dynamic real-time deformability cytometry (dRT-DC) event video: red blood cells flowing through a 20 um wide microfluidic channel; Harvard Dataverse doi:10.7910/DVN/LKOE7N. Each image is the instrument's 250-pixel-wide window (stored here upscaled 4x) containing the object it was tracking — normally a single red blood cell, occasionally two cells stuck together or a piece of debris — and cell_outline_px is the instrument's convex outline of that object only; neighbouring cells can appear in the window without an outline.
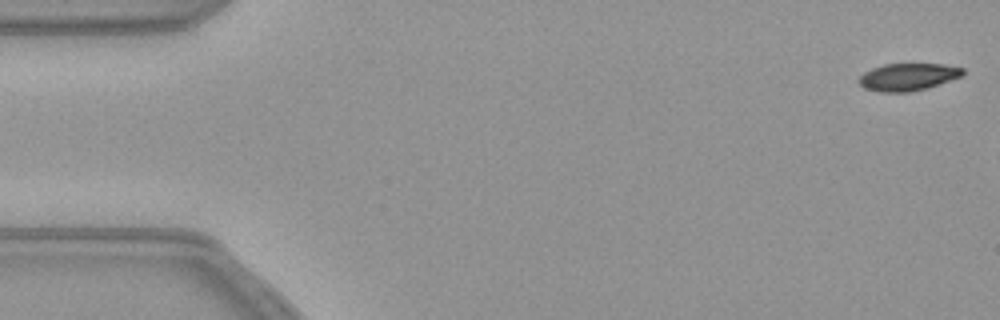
{"species": "common noctule bat (a hibernating species)", "species_latin": "Nyctalus noctula", "temperature_condition": "warm", "stored_images_in_passage": 8, "camera_frame_rate_fps": 3000, "um_per_image_px": 0.085, "animal": {"sex": "female", "body_mass_g": 21.9}, "frame": {"image": 1, "passage_image": 1, "time_ms": 0.0, "image_size_px": [1000, 320], "cell_outline_px": [[964, 76], [928, 88], [908, 92], [880, 92], [864, 88], [856, 80], [864, 72], [872, 68], [884, 64], [944, 64], [964, 68]], "centroid_in_image_um": [77.19, 6.54], "position_along_channel_um": 7.8, "area_um2": 16.76}}